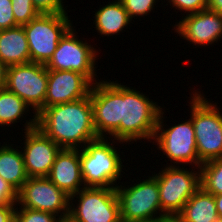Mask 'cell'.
Wrapping results in <instances>:
<instances>
[{
  "label": "cell",
  "instance_id": "1",
  "mask_svg": "<svg viewBox=\"0 0 222 222\" xmlns=\"http://www.w3.org/2000/svg\"><path fill=\"white\" fill-rule=\"evenodd\" d=\"M37 128L61 148L80 149L98 139L90 94L74 102L43 108L37 114Z\"/></svg>",
  "mask_w": 222,
  "mask_h": 222
},
{
  "label": "cell",
  "instance_id": "2",
  "mask_svg": "<svg viewBox=\"0 0 222 222\" xmlns=\"http://www.w3.org/2000/svg\"><path fill=\"white\" fill-rule=\"evenodd\" d=\"M161 110L146 94L120 83V126L107 138L126 144L137 140L154 139Z\"/></svg>",
  "mask_w": 222,
  "mask_h": 222
},
{
  "label": "cell",
  "instance_id": "3",
  "mask_svg": "<svg viewBox=\"0 0 222 222\" xmlns=\"http://www.w3.org/2000/svg\"><path fill=\"white\" fill-rule=\"evenodd\" d=\"M105 137L88 142L80 148L81 175L85 187L116 188L123 172L120 152ZM122 159V160H121Z\"/></svg>",
  "mask_w": 222,
  "mask_h": 222
},
{
  "label": "cell",
  "instance_id": "4",
  "mask_svg": "<svg viewBox=\"0 0 222 222\" xmlns=\"http://www.w3.org/2000/svg\"><path fill=\"white\" fill-rule=\"evenodd\" d=\"M193 92L189 103L190 118L194 127L200 168L205 162L222 158V112L217 103L208 101L201 91Z\"/></svg>",
  "mask_w": 222,
  "mask_h": 222
},
{
  "label": "cell",
  "instance_id": "5",
  "mask_svg": "<svg viewBox=\"0 0 222 222\" xmlns=\"http://www.w3.org/2000/svg\"><path fill=\"white\" fill-rule=\"evenodd\" d=\"M29 46L30 62L46 65L58 43L73 27L68 13L39 14L22 25Z\"/></svg>",
  "mask_w": 222,
  "mask_h": 222
},
{
  "label": "cell",
  "instance_id": "6",
  "mask_svg": "<svg viewBox=\"0 0 222 222\" xmlns=\"http://www.w3.org/2000/svg\"><path fill=\"white\" fill-rule=\"evenodd\" d=\"M166 165L159 173L152 174L158 183L160 205L166 215L179 214L185 203L201 187L200 168Z\"/></svg>",
  "mask_w": 222,
  "mask_h": 222
},
{
  "label": "cell",
  "instance_id": "7",
  "mask_svg": "<svg viewBox=\"0 0 222 222\" xmlns=\"http://www.w3.org/2000/svg\"><path fill=\"white\" fill-rule=\"evenodd\" d=\"M74 198H78L79 200L76 199L78 202L74 201ZM68 220L70 222H121L116 188L85 187L71 195Z\"/></svg>",
  "mask_w": 222,
  "mask_h": 222
},
{
  "label": "cell",
  "instance_id": "8",
  "mask_svg": "<svg viewBox=\"0 0 222 222\" xmlns=\"http://www.w3.org/2000/svg\"><path fill=\"white\" fill-rule=\"evenodd\" d=\"M116 194L121 221L149 220L166 215L161 209L158 183L153 175L131 186L117 184Z\"/></svg>",
  "mask_w": 222,
  "mask_h": 222
},
{
  "label": "cell",
  "instance_id": "9",
  "mask_svg": "<svg viewBox=\"0 0 222 222\" xmlns=\"http://www.w3.org/2000/svg\"><path fill=\"white\" fill-rule=\"evenodd\" d=\"M163 114L164 112L161 110L153 139L157 144V149L161 150L163 155L166 154V157L169 158L168 161L170 160L174 166L182 163V166L193 164V168H199V157L191 118L182 121L183 123L165 128Z\"/></svg>",
  "mask_w": 222,
  "mask_h": 222
},
{
  "label": "cell",
  "instance_id": "10",
  "mask_svg": "<svg viewBox=\"0 0 222 222\" xmlns=\"http://www.w3.org/2000/svg\"><path fill=\"white\" fill-rule=\"evenodd\" d=\"M72 27L60 40L52 58L45 65L49 70L74 71L83 74L92 84L97 82L96 78V48L82 41L75 35ZM95 81V82H94Z\"/></svg>",
  "mask_w": 222,
  "mask_h": 222
},
{
  "label": "cell",
  "instance_id": "11",
  "mask_svg": "<svg viewBox=\"0 0 222 222\" xmlns=\"http://www.w3.org/2000/svg\"><path fill=\"white\" fill-rule=\"evenodd\" d=\"M48 69L44 64L27 63L8 66L5 88L19 96L38 114L45 108Z\"/></svg>",
  "mask_w": 222,
  "mask_h": 222
},
{
  "label": "cell",
  "instance_id": "12",
  "mask_svg": "<svg viewBox=\"0 0 222 222\" xmlns=\"http://www.w3.org/2000/svg\"><path fill=\"white\" fill-rule=\"evenodd\" d=\"M16 206L49 212L66 220L69 216L70 196L48 177H29L18 191Z\"/></svg>",
  "mask_w": 222,
  "mask_h": 222
},
{
  "label": "cell",
  "instance_id": "13",
  "mask_svg": "<svg viewBox=\"0 0 222 222\" xmlns=\"http://www.w3.org/2000/svg\"><path fill=\"white\" fill-rule=\"evenodd\" d=\"M24 124V146L21 148L28 177H47L62 149L37 128V114Z\"/></svg>",
  "mask_w": 222,
  "mask_h": 222
},
{
  "label": "cell",
  "instance_id": "14",
  "mask_svg": "<svg viewBox=\"0 0 222 222\" xmlns=\"http://www.w3.org/2000/svg\"><path fill=\"white\" fill-rule=\"evenodd\" d=\"M94 127L98 137L109 136L120 126V84L98 80L90 90Z\"/></svg>",
  "mask_w": 222,
  "mask_h": 222
},
{
  "label": "cell",
  "instance_id": "15",
  "mask_svg": "<svg viewBox=\"0 0 222 222\" xmlns=\"http://www.w3.org/2000/svg\"><path fill=\"white\" fill-rule=\"evenodd\" d=\"M181 21L176 22L174 31L180 38L191 42L195 46H209L222 39V15L204 9L186 16L182 14Z\"/></svg>",
  "mask_w": 222,
  "mask_h": 222
},
{
  "label": "cell",
  "instance_id": "16",
  "mask_svg": "<svg viewBox=\"0 0 222 222\" xmlns=\"http://www.w3.org/2000/svg\"><path fill=\"white\" fill-rule=\"evenodd\" d=\"M92 85L78 72L48 69L45 108L83 99L90 94Z\"/></svg>",
  "mask_w": 222,
  "mask_h": 222
},
{
  "label": "cell",
  "instance_id": "17",
  "mask_svg": "<svg viewBox=\"0 0 222 222\" xmlns=\"http://www.w3.org/2000/svg\"><path fill=\"white\" fill-rule=\"evenodd\" d=\"M47 177L68 196L85 188L81 175L80 149L62 148Z\"/></svg>",
  "mask_w": 222,
  "mask_h": 222
},
{
  "label": "cell",
  "instance_id": "18",
  "mask_svg": "<svg viewBox=\"0 0 222 222\" xmlns=\"http://www.w3.org/2000/svg\"><path fill=\"white\" fill-rule=\"evenodd\" d=\"M0 59L7 66L30 63V51L23 26L0 30Z\"/></svg>",
  "mask_w": 222,
  "mask_h": 222
},
{
  "label": "cell",
  "instance_id": "19",
  "mask_svg": "<svg viewBox=\"0 0 222 222\" xmlns=\"http://www.w3.org/2000/svg\"><path fill=\"white\" fill-rule=\"evenodd\" d=\"M94 15V28L101 36L119 35L125 27L127 29L128 25L132 23V19L120 0L108 2L107 5L99 8Z\"/></svg>",
  "mask_w": 222,
  "mask_h": 222
},
{
  "label": "cell",
  "instance_id": "20",
  "mask_svg": "<svg viewBox=\"0 0 222 222\" xmlns=\"http://www.w3.org/2000/svg\"><path fill=\"white\" fill-rule=\"evenodd\" d=\"M178 215L184 222H217L220 219L214 195L202 187L185 203Z\"/></svg>",
  "mask_w": 222,
  "mask_h": 222
},
{
  "label": "cell",
  "instance_id": "21",
  "mask_svg": "<svg viewBox=\"0 0 222 222\" xmlns=\"http://www.w3.org/2000/svg\"><path fill=\"white\" fill-rule=\"evenodd\" d=\"M0 145V176L19 191L29 178L25 171L22 152L12 145ZM12 146V147H11Z\"/></svg>",
  "mask_w": 222,
  "mask_h": 222
},
{
  "label": "cell",
  "instance_id": "22",
  "mask_svg": "<svg viewBox=\"0 0 222 222\" xmlns=\"http://www.w3.org/2000/svg\"><path fill=\"white\" fill-rule=\"evenodd\" d=\"M31 107L19 96L6 88H0V126H10L19 123Z\"/></svg>",
  "mask_w": 222,
  "mask_h": 222
},
{
  "label": "cell",
  "instance_id": "23",
  "mask_svg": "<svg viewBox=\"0 0 222 222\" xmlns=\"http://www.w3.org/2000/svg\"><path fill=\"white\" fill-rule=\"evenodd\" d=\"M200 184L212 195L222 194V158L205 162L200 166Z\"/></svg>",
  "mask_w": 222,
  "mask_h": 222
},
{
  "label": "cell",
  "instance_id": "24",
  "mask_svg": "<svg viewBox=\"0 0 222 222\" xmlns=\"http://www.w3.org/2000/svg\"><path fill=\"white\" fill-rule=\"evenodd\" d=\"M11 2L15 21L19 26L29 23L39 15L32 0H11Z\"/></svg>",
  "mask_w": 222,
  "mask_h": 222
},
{
  "label": "cell",
  "instance_id": "25",
  "mask_svg": "<svg viewBox=\"0 0 222 222\" xmlns=\"http://www.w3.org/2000/svg\"><path fill=\"white\" fill-rule=\"evenodd\" d=\"M19 209V210H18ZM62 220L49 212L30 208L15 209V222H61Z\"/></svg>",
  "mask_w": 222,
  "mask_h": 222
},
{
  "label": "cell",
  "instance_id": "26",
  "mask_svg": "<svg viewBox=\"0 0 222 222\" xmlns=\"http://www.w3.org/2000/svg\"><path fill=\"white\" fill-rule=\"evenodd\" d=\"M127 11L129 17L133 20L135 17L149 15L158 0H120Z\"/></svg>",
  "mask_w": 222,
  "mask_h": 222
},
{
  "label": "cell",
  "instance_id": "27",
  "mask_svg": "<svg viewBox=\"0 0 222 222\" xmlns=\"http://www.w3.org/2000/svg\"><path fill=\"white\" fill-rule=\"evenodd\" d=\"M172 7L186 15L207 9V0H166ZM171 2V3H170Z\"/></svg>",
  "mask_w": 222,
  "mask_h": 222
},
{
  "label": "cell",
  "instance_id": "28",
  "mask_svg": "<svg viewBox=\"0 0 222 222\" xmlns=\"http://www.w3.org/2000/svg\"><path fill=\"white\" fill-rule=\"evenodd\" d=\"M64 0H32L34 8L39 14L67 13Z\"/></svg>",
  "mask_w": 222,
  "mask_h": 222
},
{
  "label": "cell",
  "instance_id": "29",
  "mask_svg": "<svg viewBox=\"0 0 222 222\" xmlns=\"http://www.w3.org/2000/svg\"><path fill=\"white\" fill-rule=\"evenodd\" d=\"M19 26L12 10L11 0H0V30Z\"/></svg>",
  "mask_w": 222,
  "mask_h": 222
},
{
  "label": "cell",
  "instance_id": "30",
  "mask_svg": "<svg viewBox=\"0 0 222 222\" xmlns=\"http://www.w3.org/2000/svg\"><path fill=\"white\" fill-rule=\"evenodd\" d=\"M18 191L0 176V205L16 206Z\"/></svg>",
  "mask_w": 222,
  "mask_h": 222
},
{
  "label": "cell",
  "instance_id": "31",
  "mask_svg": "<svg viewBox=\"0 0 222 222\" xmlns=\"http://www.w3.org/2000/svg\"><path fill=\"white\" fill-rule=\"evenodd\" d=\"M15 207L0 205V222H15Z\"/></svg>",
  "mask_w": 222,
  "mask_h": 222
},
{
  "label": "cell",
  "instance_id": "32",
  "mask_svg": "<svg viewBox=\"0 0 222 222\" xmlns=\"http://www.w3.org/2000/svg\"><path fill=\"white\" fill-rule=\"evenodd\" d=\"M207 8L222 15V0H207Z\"/></svg>",
  "mask_w": 222,
  "mask_h": 222
},
{
  "label": "cell",
  "instance_id": "33",
  "mask_svg": "<svg viewBox=\"0 0 222 222\" xmlns=\"http://www.w3.org/2000/svg\"><path fill=\"white\" fill-rule=\"evenodd\" d=\"M8 66L0 59V88H5Z\"/></svg>",
  "mask_w": 222,
  "mask_h": 222
},
{
  "label": "cell",
  "instance_id": "34",
  "mask_svg": "<svg viewBox=\"0 0 222 222\" xmlns=\"http://www.w3.org/2000/svg\"><path fill=\"white\" fill-rule=\"evenodd\" d=\"M160 222H184V220L178 214H174L161 216Z\"/></svg>",
  "mask_w": 222,
  "mask_h": 222
},
{
  "label": "cell",
  "instance_id": "35",
  "mask_svg": "<svg viewBox=\"0 0 222 222\" xmlns=\"http://www.w3.org/2000/svg\"><path fill=\"white\" fill-rule=\"evenodd\" d=\"M218 216L222 219V194L214 195Z\"/></svg>",
  "mask_w": 222,
  "mask_h": 222
},
{
  "label": "cell",
  "instance_id": "36",
  "mask_svg": "<svg viewBox=\"0 0 222 222\" xmlns=\"http://www.w3.org/2000/svg\"><path fill=\"white\" fill-rule=\"evenodd\" d=\"M121 222H160V218H153L149 220H139V221H121Z\"/></svg>",
  "mask_w": 222,
  "mask_h": 222
},
{
  "label": "cell",
  "instance_id": "37",
  "mask_svg": "<svg viewBox=\"0 0 222 222\" xmlns=\"http://www.w3.org/2000/svg\"><path fill=\"white\" fill-rule=\"evenodd\" d=\"M61 222H70L68 219H66V220H62Z\"/></svg>",
  "mask_w": 222,
  "mask_h": 222
}]
</instances>
